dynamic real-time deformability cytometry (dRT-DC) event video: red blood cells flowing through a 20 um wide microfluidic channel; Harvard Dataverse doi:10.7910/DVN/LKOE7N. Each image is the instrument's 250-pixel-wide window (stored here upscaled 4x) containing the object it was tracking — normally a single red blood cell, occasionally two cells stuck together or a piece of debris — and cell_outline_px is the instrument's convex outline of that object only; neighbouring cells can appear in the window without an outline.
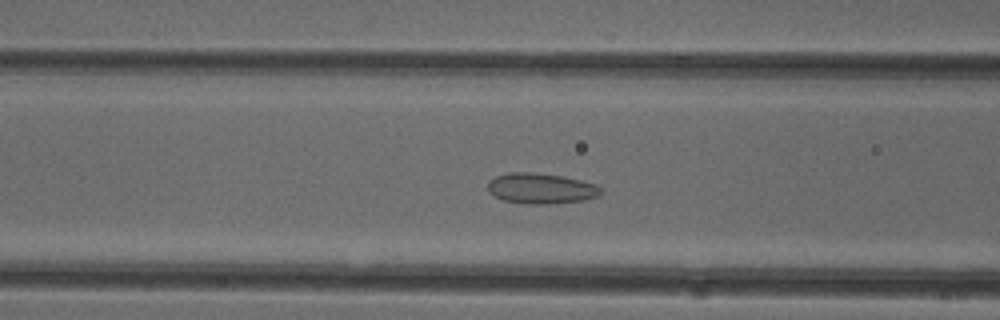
{"species": "common noctule bat (a hibernating species)", "species_latin": "Nyctalus noctula", "temperature_condition": "cold", "stored_images_in_passage": 48, "camera_frame_rate_fps": 3000, "um_per_image_px": 0.085, "animal": {"sex": "female"}, "frame": {"image": 1, "passage_image": 16, "time_ms": 5.0, "image_size_px": [1000, 320], "cell_outline_px": [[600, 192], [596, 196], [584, 200], [548, 204], [524, 204], [504, 200], [488, 192], [488, 180], [496, 176], [508, 172], [528, 172], [564, 176], [596, 184], [600, 188]], "centroid_in_image_um": [45.94, 16.01], "position_along_channel_um": 120.7, "area_um2": 20.06}}
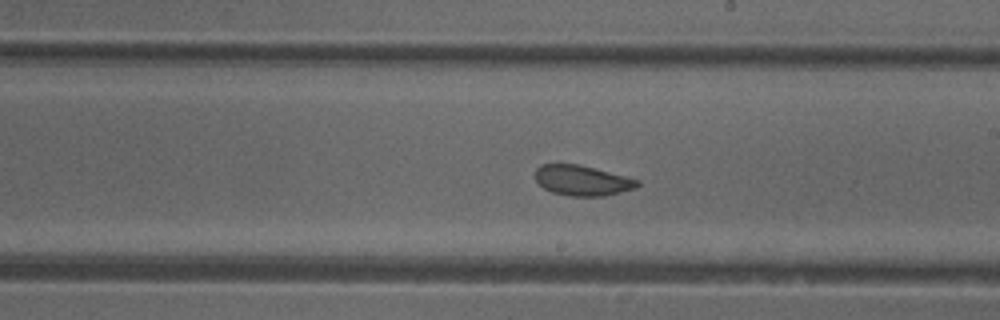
{"frame": {"image": 2, "passage_image": 25, "time_ms": 8.0, "image_size_px": [1000, 320], "cell_outline_px": [[640, 184], [636, 188], [604, 196], [568, 196], [552, 192], [544, 188], [536, 180], [536, 168], [540, 164], [576, 164], [640, 180]], "centroid_in_image_um": [49.48, 15.35], "position_along_channel_um": 239.5, "area_um2": 17.8}}
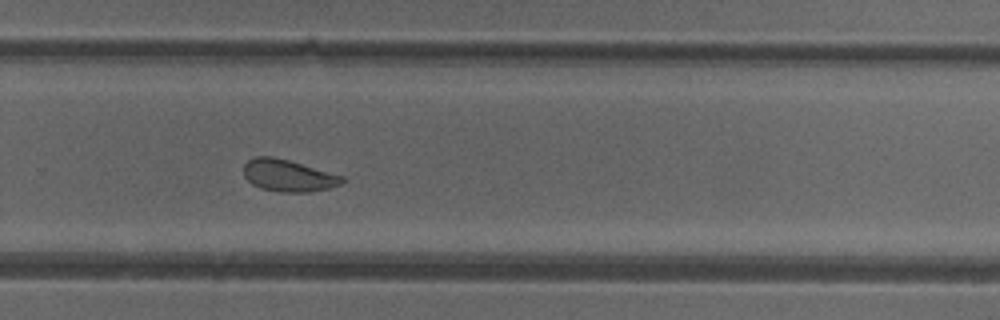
{"frame": {"image": 3, "passage_image": 30, "time_ms": 9.667, "image_size_px": [1000, 320], "cell_outline_px": [[348, 180], [340, 184], [328, 188], [308, 192], [280, 192], [260, 188], [252, 184], [244, 176], [244, 164], [248, 160], [256, 156], [272, 156], [288, 160], [344, 176]], "centroid_in_image_um": [24.5, 14.92], "position_along_channel_um": 305.3, "area_um2": 18.32}, "authors_computed_cell_mechanics": {"area_um2": 19.9699, "velocity_mm_per_s": 3.9628, "shape_relaxation_time_tau1_ms": null, "shape_relaxation_time_tau2_ms": 1.5424, "deformation_change_tau1": null, "deformation_change_tau2": 0.0596}}